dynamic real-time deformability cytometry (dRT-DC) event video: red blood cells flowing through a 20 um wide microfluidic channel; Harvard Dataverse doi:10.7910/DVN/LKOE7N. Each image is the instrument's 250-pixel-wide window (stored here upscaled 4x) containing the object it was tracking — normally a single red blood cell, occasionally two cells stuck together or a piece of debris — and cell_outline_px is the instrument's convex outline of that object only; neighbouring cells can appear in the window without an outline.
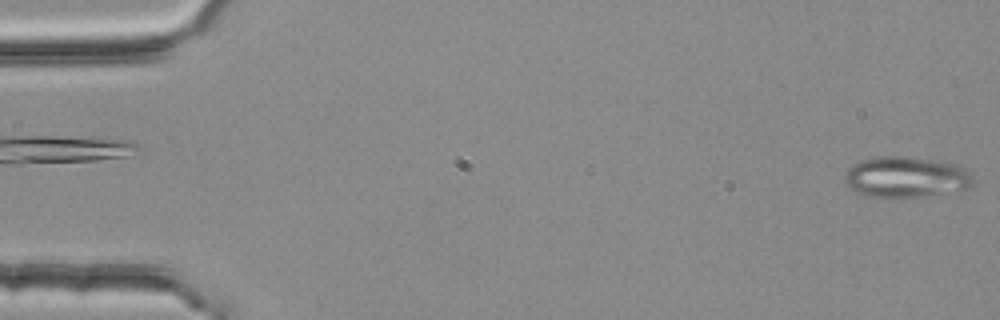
{"species": "common noctule bat (a hibernating species)", "species_latin": "Nyctalus noctula", "temperature_condition": "room temperature", "stored_images_in_passage": 5, "camera_frame_rate_fps": 3000, "um_per_image_px": 0.085, "animal": {"sex": "female", "body_mass_g": 25.1}, "frame": {"image": 1, "passage_image": 1, "time_ms": 0.0, "image_size_px": [1000, 320], "cell_outline_px": [[972, 184], [964, 188], [920, 196], [892, 200], [864, 196], [856, 192], [844, 184], [844, 176], [848, 168], [852, 164], [860, 160], [880, 156], [904, 156], [956, 164], [964, 168], [972, 176]], "centroid_in_image_um": [76.88, 15.07], "position_along_channel_um": 8.1, "area_um2": 30.75}}